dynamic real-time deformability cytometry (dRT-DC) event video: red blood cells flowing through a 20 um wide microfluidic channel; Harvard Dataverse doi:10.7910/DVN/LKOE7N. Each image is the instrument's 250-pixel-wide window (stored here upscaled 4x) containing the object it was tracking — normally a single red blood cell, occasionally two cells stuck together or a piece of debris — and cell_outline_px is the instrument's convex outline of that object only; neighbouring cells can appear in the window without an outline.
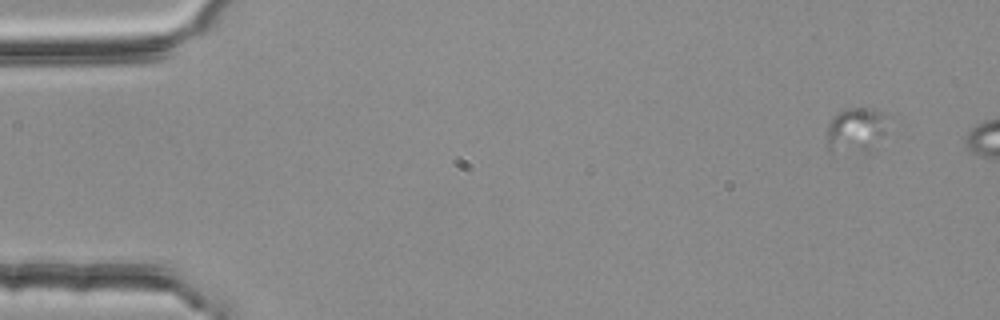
{"species": "common noctule bat (a hibernating species)", "species_latin": "Nyctalus noctula", "temperature_condition": "room temperature", "stored_images_in_passage": 4, "segment_of_instrument_passage": [1, 2], "camera_frame_rate_fps": 3000, "um_per_image_px": 0.085, "animal": {"sex": "female", "body_mass_g": 25.1}, "frame": {"image": 1, "passage_image": 1, "time_ms": 0.0, "image_size_px": [1000, 320], "cell_outline_px": [[884, 132], [868, 152], [864, 152], [828, 148], [828, 124], [832, 116], [836, 112], [848, 108], [868, 108], [884, 112]], "centroid_in_image_um": [72.72, 10.99], "position_along_channel_um": 12.3, "area_um2": 15.2}}